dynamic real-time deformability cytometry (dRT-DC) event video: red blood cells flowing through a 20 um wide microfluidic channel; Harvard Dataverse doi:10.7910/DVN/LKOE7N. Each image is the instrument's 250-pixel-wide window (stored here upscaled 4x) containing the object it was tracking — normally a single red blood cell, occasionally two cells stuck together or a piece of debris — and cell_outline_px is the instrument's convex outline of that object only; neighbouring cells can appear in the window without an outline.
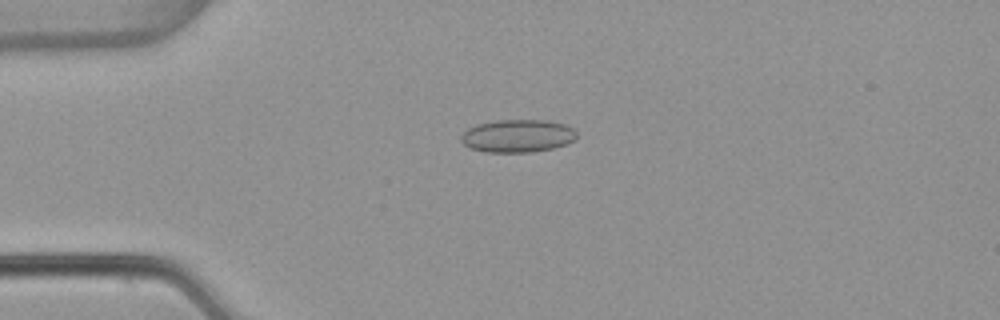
{"species": "common noctule bat (a hibernating species)", "species_latin": "Nyctalus noctula", "temperature_condition": "warm", "stored_images_in_passage": 6, "camera_frame_rate_fps": 3000, "um_per_image_px": 0.085, "animal": {"sex": "female", "body_mass_g": 22.7, "forearm_length_mm": 54.2}, "frame": {"image": 1, "passage_image": 3, "time_ms": 0.667, "image_size_px": [1000, 320], "cell_outline_px": [[576, 140], [568, 144], [552, 148], [532, 152], [484, 152], [472, 148], [464, 144], [460, 140], [460, 136], [468, 128], [476, 124], [496, 120], [548, 120], [568, 124], [576, 132]], "centroid_in_image_um": [44.02, 11.54], "position_along_channel_um": 41.0, "area_um2": 22.37}}
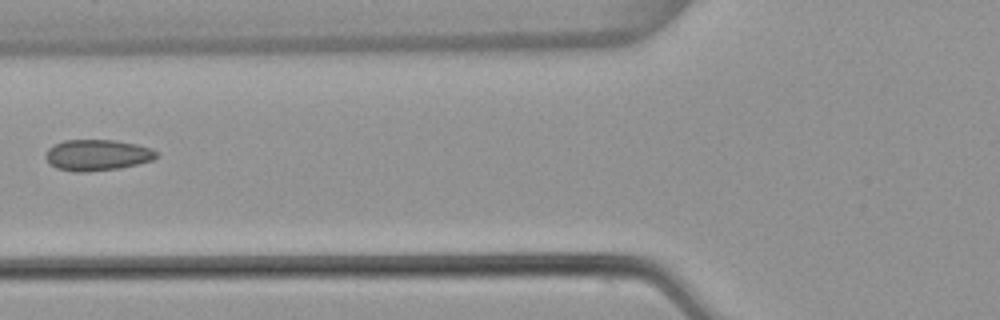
{"frame": {"image": 2, "passage_image": 5, "time_ms": 1.333, "image_size_px": [1000, 320], "cell_outline_px": [[160, 156], [152, 160], [120, 168], [88, 172], [72, 172], [56, 168], [48, 164], [44, 156], [48, 148], [64, 140], [116, 140], [136, 144], [152, 148], [160, 152]], "centroid_in_image_um": [8.27, 13.19], "position_along_channel_um": 117.5, "area_um2": 20.4}}
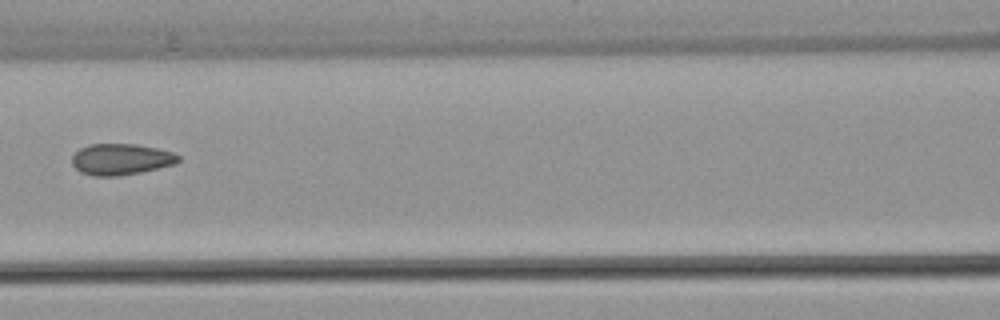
{"frame": {"image": 3, "passage_image": 6, "time_ms": 1.667, "image_size_px": [1000, 320], "cell_outline_px": [[180, 160], [176, 164], [140, 172], [116, 176], [92, 176], [80, 172], [72, 164], [72, 156], [80, 148], [88, 144], [136, 144], [156, 148], [172, 152], [180, 156]], "centroid_in_image_um": [10.27, 13.54], "position_along_channel_um": 156.3, "area_um2": 19.36}}